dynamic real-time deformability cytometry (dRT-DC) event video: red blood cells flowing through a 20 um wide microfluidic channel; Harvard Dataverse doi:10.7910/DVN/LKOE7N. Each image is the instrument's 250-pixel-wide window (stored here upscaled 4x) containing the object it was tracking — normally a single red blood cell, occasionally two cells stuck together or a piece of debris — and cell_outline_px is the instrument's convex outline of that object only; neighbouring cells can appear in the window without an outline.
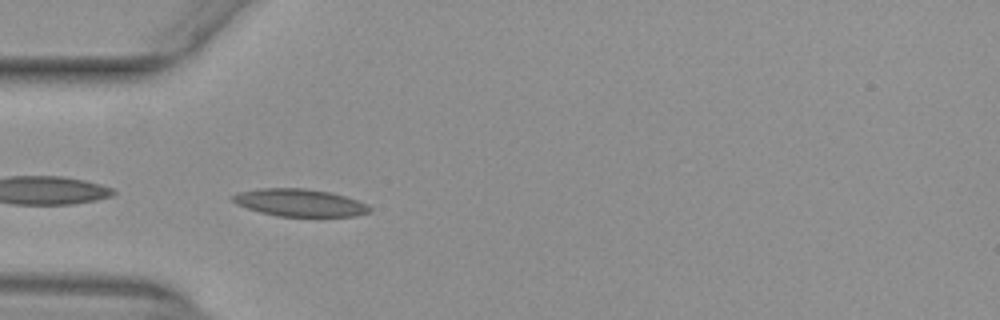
{"species": "common noctule bat (a hibernating species)", "species_latin": "Nyctalus noctula", "temperature_condition": "warm", "stored_images_in_passage": 37, "camera_frame_rate_fps": 3000, "um_per_image_px": 0.085, "animal": {"sex": "female", "body_mass_g": 29.2, "forearm_length_mm": 56.3}, "frame": {"image": 1, "passage_image": 1, "time_ms": 0.0, "image_size_px": [1000, 320], "cell_outline_px": [[372, 212], [356, 216], [276, 216], [260, 212], [236, 204], [232, 200], [232, 196], [240, 192], [260, 188], [304, 188], [328, 192], [344, 196], [368, 204], [372, 208]], "centroid_in_image_um": [25.5, 17.23], "position_along_channel_um": 59.5, "area_um2": 21.79}}
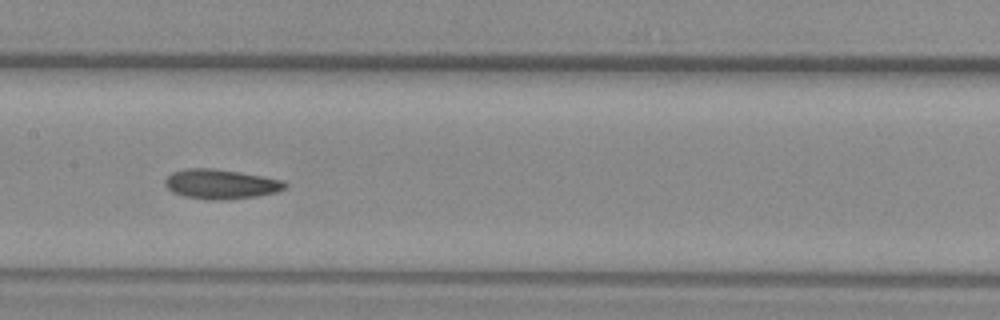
{"frame": {"image": 2, "passage_image": 11, "time_ms": 3.333, "image_size_px": [1000, 320], "cell_outline_px": [[288, 184], [284, 188], [276, 192], [256, 196], [224, 200], [212, 200], [184, 196], [172, 192], [164, 184], [164, 180], [172, 172], [188, 168], [212, 168], [240, 172], [284, 180]], "centroid_in_image_um": [18.76, 15.64], "position_along_channel_um": 188.6, "area_um2": 20.69}}
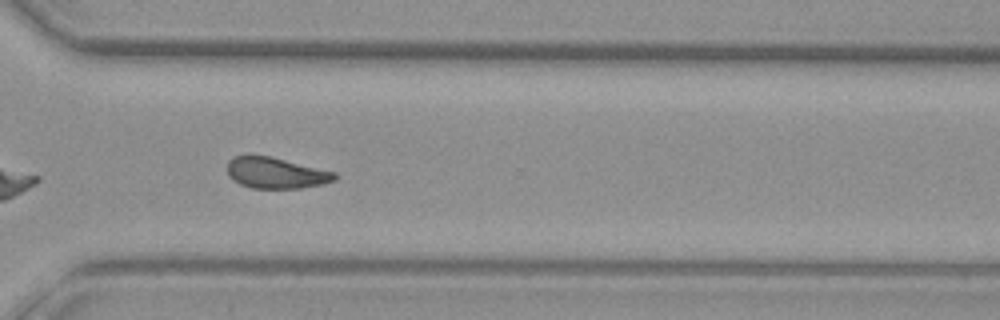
{"frame": {"image": 3, "passage_image": 23, "time_ms": 7.333, "image_size_px": [1000, 320], "cell_outline_px": [[336, 180], [324, 184], [300, 188], [252, 188], [240, 184], [232, 180], [228, 176], [228, 160], [232, 156], [248, 152], [268, 156], [336, 172]], "centroid_in_image_um": [23.38, 14.67], "position_along_channel_um": 347.2, "area_um2": 19.83}, "authors_computed_cell_mechanics": {"area_um2": 20.0566, "velocity_mm_per_s": 3.9659, "shape_relaxation_time_tau1_ms": null, "shape_relaxation_time_tau2_ms": 6.0048, "deformation_change_tau1": null, "deformation_change_tau2": 0.1226}}